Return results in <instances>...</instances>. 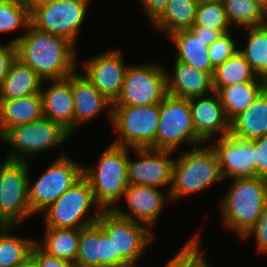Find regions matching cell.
I'll use <instances>...</instances> for the list:
<instances>
[{"label": "cell", "instance_id": "1", "mask_svg": "<svg viewBox=\"0 0 267 267\" xmlns=\"http://www.w3.org/2000/svg\"><path fill=\"white\" fill-rule=\"evenodd\" d=\"M10 42L16 44L17 59L44 81L63 79L76 71L77 50L63 37L40 31L30 24L24 34Z\"/></svg>", "mask_w": 267, "mask_h": 267}, {"label": "cell", "instance_id": "2", "mask_svg": "<svg viewBox=\"0 0 267 267\" xmlns=\"http://www.w3.org/2000/svg\"><path fill=\"white\" fill-rule=\"evenodd\" d=\"M220 208L223 224L240 238L258 221L267 205V179L232 178Z\"/></svg>", "mask_w": 267, "mask_h": 267}, {"label": "cell", "instance_id": "3", "mask_svg": "<svg viewBox=\"0 0 267 267\" xmlns=\"http://www.w3.org/2000/svg\"><path fill=\"white\" fill-rule=\"evenodd\" d=\"M219 161L212 147L197 146L190 151L182 152L175 159L172 183L167 192L171 200H177L189 194H196L223 181Z\"/></svg>", "mask_w": 267, "mask_h": 267}, {"label": "cell", "instance_id": "4", "mask_svg": "<svg viewBox=\"0 0 267 267\" xmlns=\"http://www.w3.org/2000/svg\"><path fill=\"white\" fill-rule=\"evenodd\" d=\"M130 148L110 144L99 156L96 167L83 166L95 201L102 210H113L127 189V159Z\"/></svg>", "mask_w": 267, "mask_h": 267}, {"label": "cell", "instance_id": "5", "mask_svg": "<svg viewBox=\"0 0 267 267\" xmlns=\"http://www.w3.org/2000/svg\"><path fill=\"white\" fill-rule=\"evenodd\" d=\"M91 207L95 214L86 218ZM102 211L95 201L89 181L82 176L44 210L43 221L45 227L81 229L97 222Z\"/></svg>", "mask_w": 267, "mask_h": 267}, {"label": "cell", "instance_id": "6", "mask_svg": "<svg viewBox=\"0 0 267 267\" xmlns=\"http://www.w3.org/2000/svg\"><path fill=\"white\" fill-rule=\"evenodd\" d=\"M69 136L71 134L59 123L43 116L9 129L0 140L11 147L6 160L28 161L35 154L62 145Z\"/></svg>", "mask_w": 267, "mask_h": 267}, {"label": "cell", "instance_id": "7", "mask_svg": "<svg viewBox=\"0 0 267 267\" xmlns=\"http://www.w3.org/2000/svg\"><path fill=\"white\" fill-rule=\"evenodd\" d=\"M111 124L119 132L112 144L132 149H156L159 104L112 106Z\"/></svg>", "mask_w": 267, "mask_h": 267}, {"label": "cell", "instance_id": "8", "mask_svg": "<svg viewBox=\"0 0 267 267\" xmlns=\"http://www.w3.org/2000/svg\"><path fill=\"white\" fill-rule=\"evenodd\" d=\"M90 0H57L30 6L31 25L36 29L63 37L74 46Z\"/></svg>", "mask_w": 267, "mask_h": 267}, {"label": "cell", "instance_id": "9", "mask_svg": "<svg viewBox=\"0 0 267 267\" xmlns=\"http://www.w3.org/2000/svg\"><path fill=\"white\" fill-rule=\"evenodd\" d=\"M28 164L5 159L0 166V225L16 227L32 215L28 202Z\"/></svg>", "mask_w": 267, "mask_h": 267}, {"label": "cell", "instance_id": "10", "mask_svg": "<svg viewBox=\"0 0 267 267\" xmlns=\"http://www.w3.org/2000/svg\"><path fill=\"white\" fill-rule=\"evenodd\" d=\"M184 141L193 148L204 144L196 135L189 99L167 95L159 103L156 149L177 151Z\"/></svg>", "mask_w": 267, "mask_h": 267}, {"label": "cell", "instance_id": "11", "mask_svg": "<svg viewBox=\"0 0 267 267\" xmlns=\"http://www.w3.org/2000/svg\"><path fill=\"white\" fill-rule=\"evenodd\" d=\"M83 176V166L64 154L48 166L36 182L28 181V202L32 215L43 212Z\"/></svg>", "mask_w": 267, "mask_h": 267}, {"label": "cell", "instance_id": "12", "mask_svg": "<svg viewBox=\"0 0 267 267\" xmlns=\"http://www.w3.org/2000/svg\"><path fill=\"white\" fill-rule=\"evenodd\" d=\"M167 95L166 70L161 65L129 64L121 94L112 106L159 104Z\"/></svg>", "mask_w": 267, "mask_h": 267}, {"label": "cell", "instance_id": "13", "mask_svg": "<svg viewBox=\"0 0 267 267\" xmlns=\"http://www.w3.org/2000/svg\"><path fill=\"white\" fill-rule=\"evenodd\" d=\"M97 222L113 239L119 264L137 262L155 238L147 225L123 218L113 210H103Z\"/></svg>", "mask_w": 267, "mask_h": 267}, {"label": "cell", "instance_id": "14", "mask_svg": "<svg viewBox=\"0 0 267 267\" xmlns=\"http://www.w3.org/2000/svg\"><path fill=\"white\" fill-rule=\"evenodd\" d=\"M138 159H127V181L129 185H143L159 188L172 183L175 159L170 156L173 151L152 148L132 149ZM135 150V151H134Z\"/></svg>", "mask_w": 267, "mask_h": 267}, {"label": "cell", "instance_id": "15", "mask_svg": "<svg viewBox=\"0 0 267 267\" xmlns=\"http://www.w3.org/2000/svg\"><path fill=\"white\" fill-rule=\"evenodd\" d=\"M123 51L110 50L82 62L84 76L112 104L119 98L128 65L123 62Z\"/></svg>", "mask_w": 267, "mask_h": 267}, {"label": "cell", "instance_id": "16", "mask_svg": "<svg viewBox=\"0 0 267 267\" xmlns=\"http://www.w3.org/2000/svg\"><path fill=\"white\" fill-rule=\"evenodd\" d=\"M214 141L210 146L218 158L223 179L256 176V152L252 140L228 134Z\"/></svg>", "mask_w": 267, "mask_h": 267}, {"label": "cell", "instance_id": "17", "mask_svg": "<svg viewBox=\"0 0 267 267\" xmlns=\"http://www.w3.org/2000/svg\"><path fill=\"white\" fill-rule=\"evenodd\" d=\"M123 199L127 203L128 211L118 209L119 207H115L113 211L123 218L143 223L150 229H153L162 214L165 201L171 200L169 193L165 196L159 188L143 185H128Z\"/></svg>", "mask_w": 267, "mask_h": 267}, {"label": "cell", "instance_id": "18", "mask_svg": "<svg viewBox=\"0 0 267 267\" xmlns=\"http://www.w3.org/2000/svg\"><path fill=\"white\" fill-rule=\"evenodd\" d=\"M214 96H199L189 99L192 121L196 135L206 144L218 135L230 134V120L227 118L217 92ZM214 137V138H212Z\"/></svg>", "mask_w": 267, "mask_h": 267}, {"label": "cell", "instance_id": "19", "mask_svg": "<svg viewBox=\"0 0 267 267\" xmlns=\"http://www.w3.org/2000/svg\"><path fill=\"white\" fill-rule=\"evenodd\" d=\"M48 88L41 87L43 116L59 123L70 134L74 133V99L72 74L63 79H53Z\"/></svg>", "mask_w": 267, "mask_h": 267}, {"label": "cell", "instance_id": "20", "mask_svg": "<svg viewBox=\"0 0 267 267\" xmlns=\"http://www.w3.org/2000/svg\"><path fill=\"white\" fill-rule=\"evenodd\" d=\"M72 93L74 99V129L85 122H91L100 112L108 111L112 123V103L105 98L85 77L72 73Z\"/></svg>", "mask_w": 267, "mask_h": 267}, {"label": "cell", "instance_id": "21", "mask_svg": "<svg viewBox=\"0 0 267 267\" xmlns=\"http://www.w3.org/2000/svg\"><path fill=\"white\" fill-rule=\"evenodd\" d=\"M171 73L166 72L167 94L176 98L191 99L213 93L212 76L193 66L175 60ZM170 74V75H169Z\"/></svg>", "mask_w": 267, "mask_h": 267}, {"label": "cell", "instance_id": "22", "mask_svg": "<svg viewBox=\"0 0 267 267\" xmlns=\"http://www.w3.org/2000/svg\"><path fill=\"white\" fill-rule=\"evenodd\" d=\"M43 117L41 94L0 100V138L11 128Z\"/></svg>", "mask_w": 267, "mask_h": 267}, {"label": "cell", "instance_id": "23", "mask_svg": "<svg viewBox=\"0 0 267 267\" xmlns=\"http://www.w3.org/2000/svg\"><path fill=\"white\" fill-rule=\"evenodd\" d=\"M230 134L244 140L267 135V88L246 110L230 121Z\"/></svg>", "mask_w": 267, "mask_h": 267}, {"label": "cell", "instance_id": "24", "mask_svg": "<svg viewBox=\"0 0 267 267\" xmlns=\"http://www.w3.org/2000/svg\"><path fill=\"white\" fill-rule=\"evenodd\" d=\"M168 38H171L177 49L175 60L213 76L215 68L208 56L209 46L205 41L198 38L190 29L174 32Z\"/></svg>", "mask_w": 267, "mask_h": 267}, {"label": "cell", "instance_id": "25", "mask_svg": "<svg viewBox=\"0 0 267 267\" xmlns=\"http://www.w3.org/2000/svg\"><path fill=\"white\" fill-rule=\"evenodd\" d=\"M45 82L31 67L15 59L0 86V100H10L41 93Z\"/></svg>", "mask_w": 267, "mask_h": 267}, {"label": "cell", "instance_id": "26", "mask_svg": "<svg viewBox=\"0 0 267 267\" xmlns=\"http://www.w3.org/2000/svg\"><path fill=\"white\" fill-rule=\"evenodd\" d=\"M267 88V81L253 80L238 82L222 87L217 93L227 118L231 121L246 110Z\"/></svg>", "mask_w": 267, "mask_h": 267}, {"label": "cell", "instance_id": "27", "mask_svg": "<svg viewBox=\"0 0 267 267\" xmlns=\"http://www.w3.org/2000/svg\"><path fill=\"white\" fill-rule=\"evenodd\" d=\"M200 0H169L164 13L152 24L155 30L168 34L190 29L195 22Z\"/></svg>", "mask_w": 267, "mask_h": 267}, {"label": "cell", "instance_id": "28", "mask_svg": "<svg viewBox=\"0 0 267 267\" xmlns=\"http://www.w3.org/2000/svg\"><path fill=\"white\" fill-rule=\"evenodd\" d=\"M44 240L37 245L47 254L75 263L80 240V229L45 227Z\"/></svg>", "mask_w": 267, "mask_h": 267}, {"label": "cell", "instance_id": "29", "mask_svg": "<svg viewBox=\"0 0 267 267\" xmlns=\"http://www.w3.org/2000/svg\"><path fill=\"white\" fill-rule=\"evenodd\" d=\"M14 225H0V267H18L31 253L36 240L13 234ZM12 234H11V233Z\"/></svg>", "mask_w": 267, "mask_h": 267}, {"label": "cell", "instance_id": "30", "mask_svg": "<svg viewBox=\"0 0 267 267\" xmlns=\"http://www.w3.org/2000/svg\"><path fill=\"white\" fill-rule=\"evenodd\" d=\"M253 80L262 79L257 77L256 72L238 51L223 64L215 68L212 76V85L213 90L218 92L222 87Z\"/></svg>", "mask_w": 267, "mask_h": 267}, {"label": "cell", "instance_id": "31", "mask_svg": "<svg viewBox=\"0 0 267 267\" xmlns=\"http://www.w3.org/2000/svg\"><path fill=\"white\" fill-rule=\"evenodd\" d=\"M248 33L246 47L238 51L256 72L258 78L267 81V27L243 28Z\"/></svg>", "mask_w": 267, "mask_h": 267}, {"label": "cell", "instance_id": "32", "mask_svg": "<svg viewBox=\"0 0 267 267\" xmlns=\"http://www.w3.org/2000/svg\"><path fill=\"white\" fill-rule=\"evenodd\" d=\"M227 19L232 27H257L267 20V9L256 0H223ZM233 24V25H232Z\"/></svg>", "mask_w": 267, "mask_h": 267}, {"label": "cell", "instance_id": "33", "mask_svg": "<svg viewBox=\"0 0 267 267\" xmlns=\"http://www.w3.org/2000/svg\"><path fill=\"white\" fill-rule=\"evenodd\" d=\"M100 224L95 222L80 229L75 267H99Z\"/></svg>", "mask_w": 267, "mask_h": 267}, {"label": "cell", "instance_id": "34", "mask_svg": "<svg viewBox=\"0 0 267 267\" xmlns=\"http://www.w3.org/2000/svg\"><path fill=\"white\" fill-rule=\"evenodd\" d=\"M193 26H204L220 30L223 34L230 32L223 0H200Z\"/></svg>", "mask_w": 267, "mask_h": 267}, {"label": "cell", "instance_id": "35", "mask_svg": "<svg viewBox=\"0 0 267 267\" xmlns=\"http://www.w3.org/2000/svg\"><path fill=\"white\" fill-rule=\"evenodd\" d=\"M30 24V6L27 2L0 0V33L22 28L26 30Z\"/></svg>", "mask_w": 267, "mask_h": 267}, {"label": "cell", "instance_id": "36", "mask_svg": "<svg viewBox=\"0 0 267 267\" xmlns=\"http://www.w3.org/2000/svg\"><path fill=\"white\" fill-rule=\"evenodd\" d=\"M230 33L231 32L222 34L209 46L208 56L214 68L223 64L239 50V47H236V42Z\"/></svg>", "mask_w": 267, "mask_h": 267}, {"label": "cell", "instance_id": "37", "mask_svg": "<svg viewBox=\"0 0 267 267\" xmlns=\"http://www.w3.org/2000/svg\"><path fill=\"white\" fill-rule=\"evenodd\" d=\"M119 265V254H115L113 239L100 225V257L99 267H114Z\"/></svg>", "mask_w": 267, "mask_h": 267}, {"label": "cell", "instance_id": "38", "mask_svg": "<svg viewBox=\"0 0 267 267\" xmlns=\"http://www.w3.org/2000/svg\"><path fill=\"white\" fill-rule=\"evenodd\" d=\"M255 237L257 251L267 254V205L258 221L243 235L242 238Z\"/></svg>", "mask_w": 267, "mask_h": 267}, {"label": "cell", "instance_id": "39", "mask_svg": "<svg viewBox=\"0 0 267 267\" xmlns=\"http://www.w3.org/2000/svg\"><path fill=\"white\" fill-rule=\"evenodd\" d=\"M197 233L186 243V267H210L203 255L204 252H201L203 250L199 248L200 231Z\"/></svg>", "mask_w": 267, "mask_h": 267}, {"label": "cell", "instance_id": "40", "mask_svg": "<svg viewBox=\"0 0 267 267\" xmlns=\"http://www.w3.org/2000/svg\"><path fill=\"white\" fill-rule=\"evenodd\" d=\"M30 257L36 262L38 267H75V263L47 254L37 243L33 245Z\"/></svg>", "mask_w": 267, "mask_h": 267}, {"label": "cell", "instance_id": "41", "mask_svg": "<svg viewBox=\"0 0 267 267\" xmlns=\"http://www.w3.org/2000/svg\"><path fill=\"white\" fill-rule=\"evenodd\" d=\"M252 141L256 152V176L267 179V135Z\"/></svg>", "mask_w": 267, "mask_h": 267}, {"label": "cell", "instance_id": "42", "mask_svg": "<svg viewBox=\"0 0 267 267\" xmlns=\"http://www.w3.org/2000/svg\"><path fill=\"white\" fill-rule=\"evenodd\" d=\"M17 58L16 44H0V86L7 77L10 67Z\"/></svg>", "mask_w": 267, "mask_h": 267}, {"label": "cell", "instance_id": "43", "mask_svg": "<svg viewBox=\"0 0 267 267\" xmlns=\"http://www.w3.org/2000/svg\"><path fill=\"white\" fill-rule=\"evenodd\" d=\"M149 22L153 24L166 10L169 0H139Z\"/></svg>", "mask_w": 267, "mask_h": 267}, {"label": "cell", "instance_id": "44", "mask_svg": "<svg viewBox=\"0 0 267 267\" xmlns=\"http://www.w3.org/2000/svg\"><path fill=\"white\" fill-rule=\"evenodd\" d=\"M190 30L198 38H201L203 41H205L207 46H210L223 34L220 30H214L204 26H192Z\"/></svg>", "mask_w": 267, "mask_h": 267}, {"label": "cell", "instance_id": "45", "mask_svg": "<svg viewBox=\"0 0 267 267\" xmlns=\"http://www.w3.org/2000/svg\"><path fill=\"white\" fill-rule=\"evenodd\" d=\"M165 267H186V244L168 261Z\"/></svg>", "mask_w": 267, "mask_h": 267}, {"label": "cell", "instance_id": "46", "mask_svg": "<svg viewBox=\"0 0 267 267\" xmlns=\"http://www.w3.org/2000/svg\"><path fill=\"white\" fill-rule=\"evenodd\" d=\"M18 267H38V266L36 262L31 257H29L24 263H22Z\"/></svg>", "mask_w": 267, "mask_h": 267}, {"label": "cell", "instance_id": "47", "mask_svg": "<svg viewBox=\"0 0 267 267\" xmlns=\"http://www.w3.org/2000/svg\"><path fill=\"white\" fill-rule=\"evenodd\" d=\"M50 1H57V0H29L28 4L29 6H36Z\"/></svg>", "mask_w": 267, "mask_h": 267}, {"label": "cell", "instance_id": "48", "mask_svg": "<svg viewBox=\"0 0 267 267\" xmlns=\"http://www.w3.org/2000/svg\"><path fill=\"white\" fill-rule=\"evenodd\" d=\"M114 267H138V264H137V262H126L123 264L116 265Z\"/></svg>", "mask_w": 267, "mask_h": 267}, {"label": "cell", "instance_id": "49", "mask_svg": "<svg viewBox=\"0 0 267 267\" xmlns=\"http://www.w3.org/2000/svg\"><path fill=\"white\" fill-rule=\"evenodd\" d=\"M267 9V0H256Z\"/></svg>", "mask_w": 267, "mask_h": 267}, {"label": "cell", "instance_id": "50", "mask_svg": "<svg viewBox=\"0 0 267 267\" xmlns=\"http://www.w3.org/2000/svg\"><path fill=\"white\" fill-rule=\"evenodd\" d=\"M18 1L27 2V3L29 2V0H18Z\"/></svg>", "mask_w": 267, "mask_h": 267}]
</instances>
